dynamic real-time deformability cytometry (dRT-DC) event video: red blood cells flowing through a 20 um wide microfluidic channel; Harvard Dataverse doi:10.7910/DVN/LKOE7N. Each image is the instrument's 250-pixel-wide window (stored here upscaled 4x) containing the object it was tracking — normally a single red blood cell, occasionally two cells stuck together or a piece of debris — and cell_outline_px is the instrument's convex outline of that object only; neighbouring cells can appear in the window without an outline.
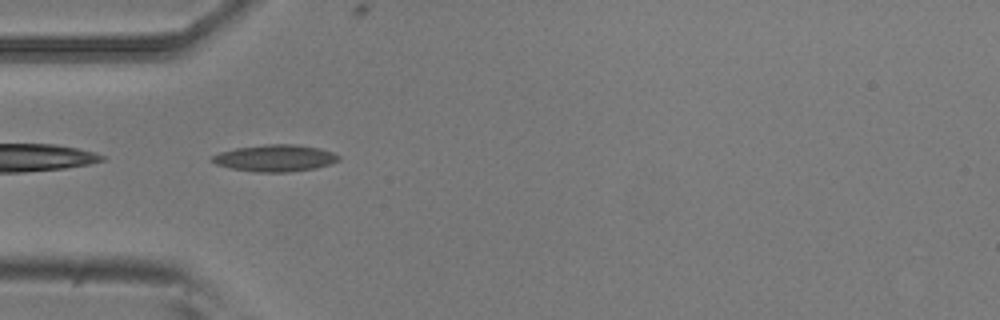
{"species": "common noctule bat (a hibernating species)", "species_latin": "Nyctalus noctula", "temperature_condition": "room temperature", "stored_images_in_passage": 39, "camera_frame_rate_fps": 3000, "um_per_image_px": 0.085, "animal": {"sex": "male", "body_mass_g": 20.5, "forearm_length_mm": 52.5}, "frame": {"image": 1, "passage_image": 2, "time_ms": 0.333, "image_size_px": [1000, 320], "cell_outline_px": [[340, 160], [332, 164], [316, 168], [288, 172], [256, 172], [232, 168], [216, 164], [212, 160], [212, 156], [220, 152], [236, 148], [264, 144], [296, 144], [320, 148], [332, 152], [340, 156]], "centroid_in_image_um": [23.43, 13.43], "position_along_channel_um": 61.6, "area_um2": 19.77}}
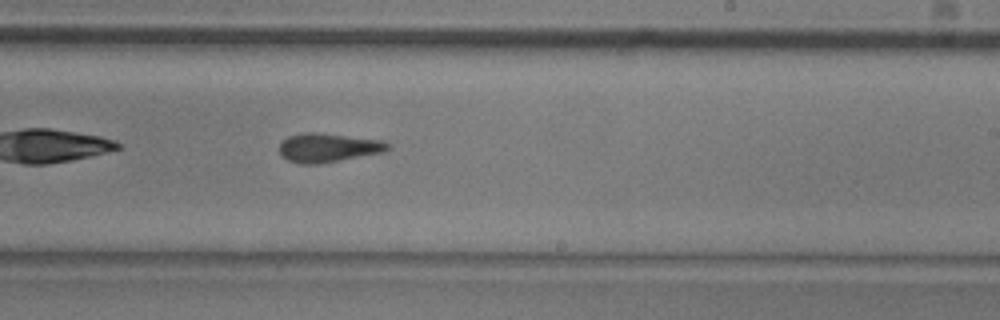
{"frame": {"image": 2, "passage_image": 18, "time_ms": 5.667, "image_size_px": [1000, 320], "cell_outline_px": [[388, 148], [384, 152], [320, 164], [300, 164], [288, 160], [280, 152], [280, 144], [288, 136], [304, 132], [316, 132], [384, 140], [388, 144]], "centroid_in_image_um": [27.9, 12.55], "position_along_channel_um": 261.1, "area_um2": 18.21}}
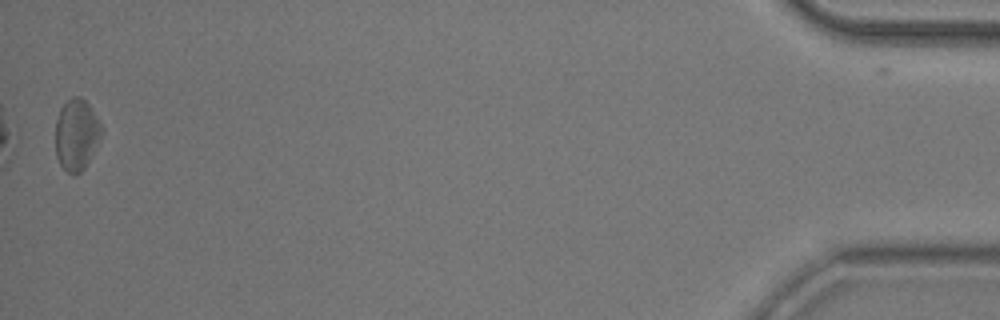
{"frame": {"image": 3, "passage_image": 39, "time_ms": 12.667, "image_size_px": [1000, 320], "cell_outline_px": [[100, 136], [84, 168], [80, 172], [72, 176], [60, 164], [56, 156], [56, 120], [60, 108], [72, 96], [80, 96], [88, 104], [100, 124]], "centroid_in_image_um": [6.45, 11.44], "position_along_channel_um": 428.7, "area_um2": 18.55}, "authors_computed_cell_mechanics": {"area_um2": 18.207, "velocity_mm_per_s": 3.7475, "shape_relaxation_time_tau1_ms": 7.5561, "shape_relaxation_time_tau2_ms": 4.3123, "deformation_change_tau1": 0.1453, "deformation_change_tau2": 0.1513}}